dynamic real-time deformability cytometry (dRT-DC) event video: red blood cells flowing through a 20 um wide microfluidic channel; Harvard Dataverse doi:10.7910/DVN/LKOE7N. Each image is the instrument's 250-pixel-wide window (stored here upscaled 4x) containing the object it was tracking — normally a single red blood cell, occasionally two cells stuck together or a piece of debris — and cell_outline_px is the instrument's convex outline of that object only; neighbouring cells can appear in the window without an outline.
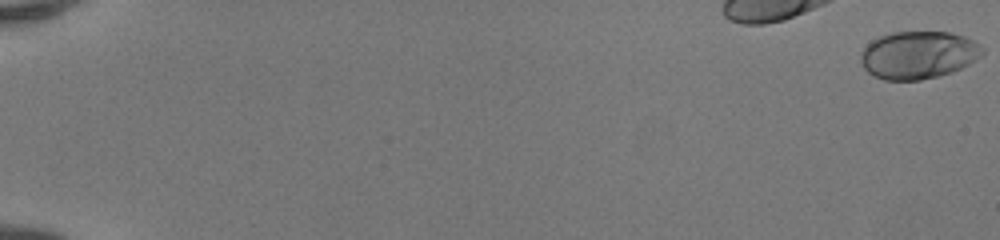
{"species": "human", "species_latin": "Homo sapiens", "temperature_condition": "room temperature", "stored_images_in_passage": 42, "camera_frame_rate_fps": 3000, "um_per_image_px": 0.085, "donor": {"sex": "female"}, "frame": {"image": 1, "passage_image": 1, "time_ms": 0.0, "image_size_px": [1000, 240], "cell_outline_px": [[984, 52], [980, 56], [968, 64], [952, 72], [920, 80], [884, 80], [868, 72], [864, 68], [860, 60], [860, 52], [876, 36], [888, 32], [952, 32], [964, 36], [972, 40], [984, 48]], "centroid_in_image_um": [78.02, 4.65], "position_along_channel_um": 7.0, "area_um2": 33.87}}
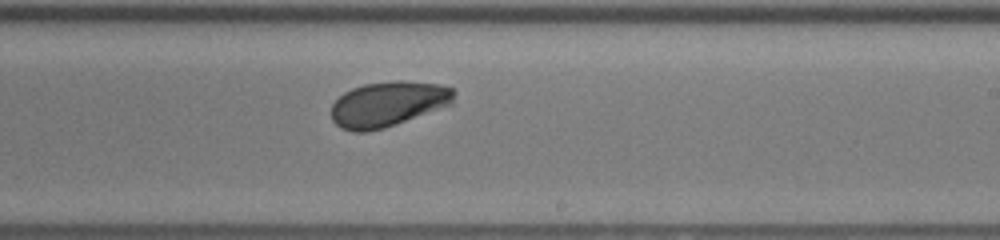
{"frame": {"image": 2, "passage_image": 29, "time_ms": 9.333, "image_size_px": [1000, 240], "cell_outline_px": [[456, 92], [452, 104], [384, 128], [368, 132], [352, 132], [340, 128], [332, 120], [332, 104], [344, 92], [352, 88], [364, 84], [396, 80], [404, 80], [440, 84], [452, 88]], "centroid_in_image_um": [32.98, 8.84], "position_along_channel_um": 256.0, "area_um2": 32.43}}
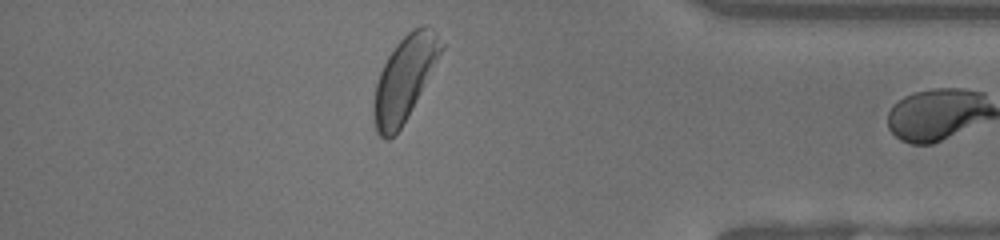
{"frame": {"image": 3, "passage_image": 41, "time_ms": 13.333, "image_size_px": [1000, 240], "cell_outline_px": [[444, 48], [416, 100], [400, 128], [388, 140], [384, 140], [376, 132], [372, 116], [372, 100], [376, 84], [380, 72], [388, 56], [396, 44], [412, 28], [420, 24], [424, 24], [436, 32], [444, 44]], "centroid_in_image_um": [34.35, 6.66], "position_along_channel_um": 400.8, "area_um2": 32.77}}